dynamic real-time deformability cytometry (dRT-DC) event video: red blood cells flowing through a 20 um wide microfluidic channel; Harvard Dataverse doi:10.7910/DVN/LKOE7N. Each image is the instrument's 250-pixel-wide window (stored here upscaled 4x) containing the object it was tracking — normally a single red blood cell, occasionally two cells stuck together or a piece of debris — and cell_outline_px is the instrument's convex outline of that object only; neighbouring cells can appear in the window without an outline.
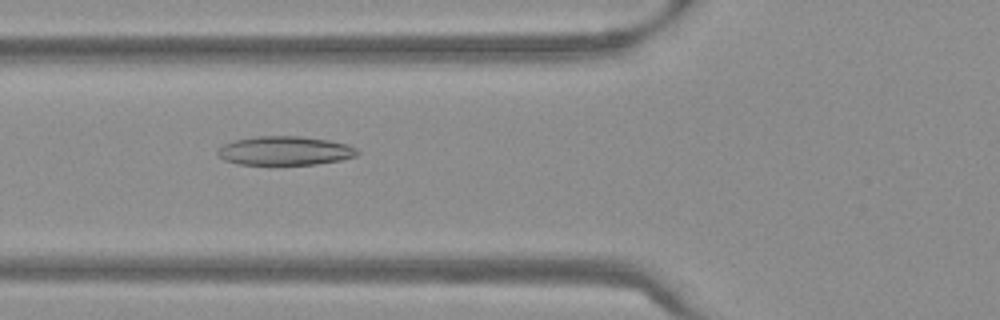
{"species": "Egyptian fruit bat (a non-hibernating species)", "species_latin": "Rousettus aegyptiacus", "temperature_condition": "warm", "stored_images_in_passage": 37, "camera_frame_rate_fps": 3000, "um_per_image_px": 0.085, "frame": {"image": 1, "passage_image": 4, "time_ms": 1.0, "image_size_px": [1000, 320], "cell_outline_px": [[360, 152], [356, 156], [340, 160], [316, 164], [240, 164], [224, 160], [216, 152], [216, 148], [224, 144], [236, 140], [252, 136], [300, 136], [328, 140], [348, 144], [356, 148]], "centroid_in_image_um": [24.21, 12.8], "position_along_channel_um": 101.6, "area_um2": 23.52}}
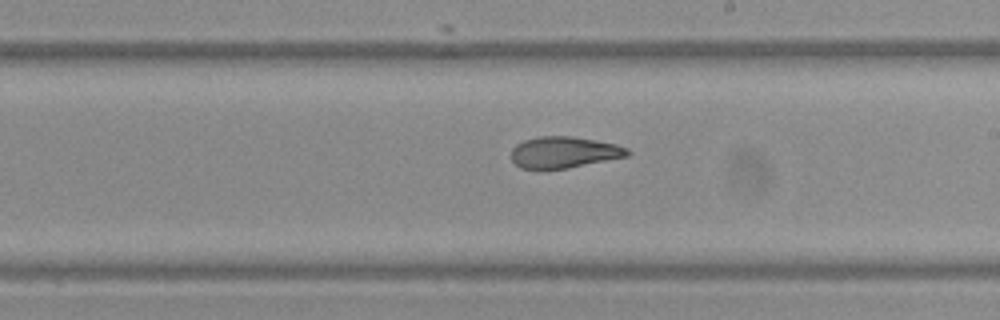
{"frame": {"image": 2, "passage_image": 15, "time_ms": 4.667, "image_size_px": [1000, 320], "cell_outline_px": [[632, 152], [628, 156], [568, 168], [520, 168], [512, 160], [512, 148], [516, 144], [524, 140], [540, 136], [572, 136], [596, 140], [616, 144], [628, 148]], "centroid_in_image_um": [47.97, 12.93], "position_along_channel_um": 241.0, "area_um2": 21.15}}
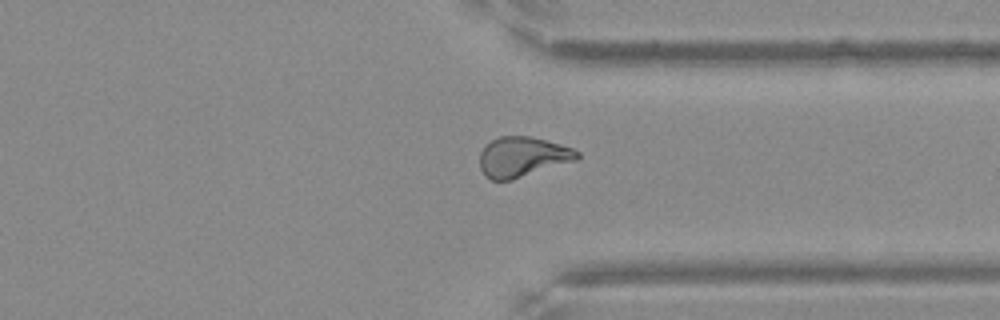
{"frame": {"image": 3, "passage_image": 25, "time_ms": 8.0, "image_size_px": [1000, 320], "cell_outline_px": [[580, 156], [576, 160], [512, 180], [492, 180], [484, 176], [480, 168], [480, 152], [484, 144], [500, 136], [532, 136], [572, 148], [580, 152]], "centroid_in_image_um": [44.38, 13.33], "position_along_channel_um": 367.0, "area_um2": 22.83}, "authors_computed_cell_mechanics": {"area_um2": 22.4264, "velocity_mm_per_s": 3.7823, "shape_relaxation_time_tau1_ms": 10.7047, "shape_relaxation_time_tau2_ms": 2.2073, "deformation_change_tau1": 0.2656, "deformation_change_tau2": 0.0894}}